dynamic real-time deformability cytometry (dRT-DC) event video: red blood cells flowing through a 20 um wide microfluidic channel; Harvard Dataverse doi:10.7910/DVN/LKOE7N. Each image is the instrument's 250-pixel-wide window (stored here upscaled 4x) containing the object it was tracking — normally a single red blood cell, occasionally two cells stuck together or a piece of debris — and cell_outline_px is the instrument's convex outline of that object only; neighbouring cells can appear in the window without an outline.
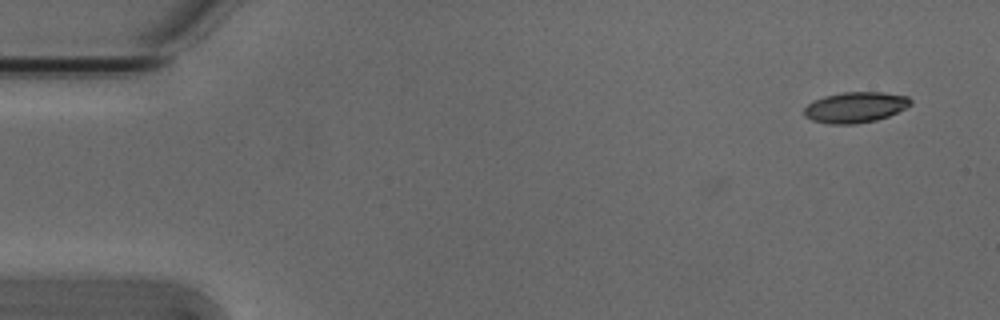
{"species": "Egyptian fruit bat (a non-hibernating species)", "species_latin": "Rousettus aegyptiacus", "temperature_condition": "cold", "stored_images_in_passage": 5, "camera_frame_rate_fps": 3000, "um_per_image_px": 0.085, "animal": {"sex": "male"}, "frame": {"image": 1, "passage_image": 1, "time_ms": 0.0, "image_size_px": [1000, 320], "cell_outline_px": [[912, 104], [888, 116], [876, 120], [856, 124], [828, 124], [812, 120], [804, 116], [804, 108], [808, 104], [824, 96], [844, 92], [880, 92], [908, 96], [912, 100]], "centroid_in_image_um": [72.7, 9.12], "position_along_channel_um": 12.3, "area_um2": 18.96}}